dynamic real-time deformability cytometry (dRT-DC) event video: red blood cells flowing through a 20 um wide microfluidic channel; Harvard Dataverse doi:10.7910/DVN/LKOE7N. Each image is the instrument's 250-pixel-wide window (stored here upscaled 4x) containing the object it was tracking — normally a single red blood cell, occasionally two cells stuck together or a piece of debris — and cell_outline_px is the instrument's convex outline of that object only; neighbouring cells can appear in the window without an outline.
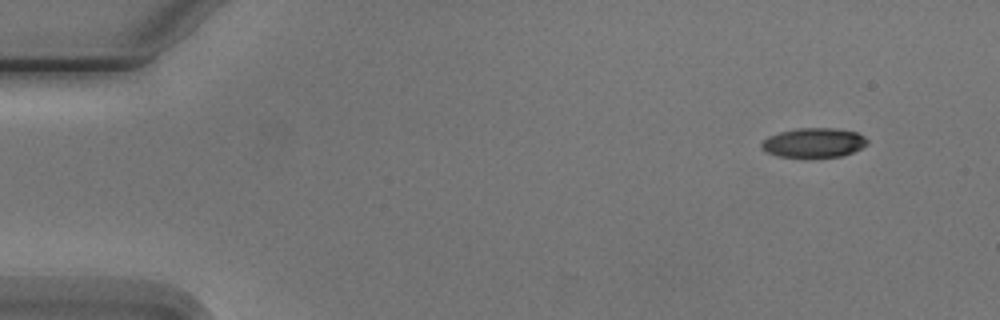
{"species": "Egyptian fruit bat (a non-hibernating species)", "species_latin": "Rousettus aegyptiacus", "temperature_condition": "cold", "stored_images_in_passage": 3, "camera_frame_rate_fps": 3000, "um_per_image_px": 0.085, "animal": {"sex": "male"}, "frame": {"image": 1, "passage_image": 3, "time_ms": 2.333, "image_size_px": [1000, 320], "cell_outline_px": [[868, 144], [852, 152], [840, 156], [776, 156], [764, 152], [760, 148], [760, 144], [768, 136], [780, 132], [796, 128], [836, 128], [856, 132], [864, 136], [868, 140]], "centroid_in_image_um": [69.14, 12.11], "position_along_channel_um": 15.9, "area_um2": 18.03}}